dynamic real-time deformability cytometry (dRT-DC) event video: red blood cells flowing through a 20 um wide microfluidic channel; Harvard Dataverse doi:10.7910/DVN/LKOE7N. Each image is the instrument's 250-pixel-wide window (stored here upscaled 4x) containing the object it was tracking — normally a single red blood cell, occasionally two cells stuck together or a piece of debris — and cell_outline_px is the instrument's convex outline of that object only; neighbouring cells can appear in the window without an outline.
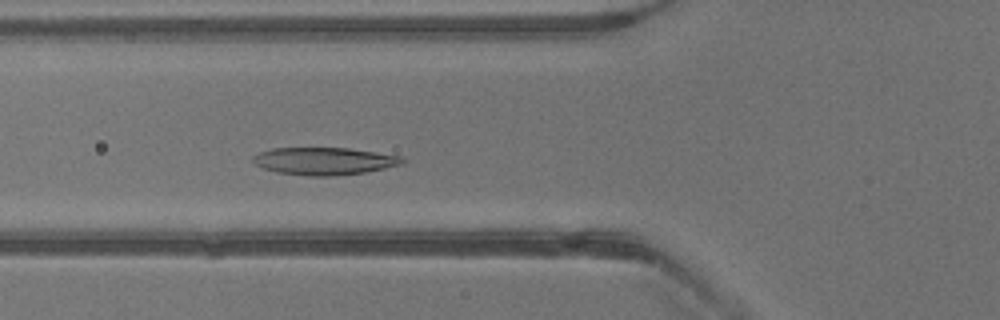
{"species": "common noctule bat (a hibernating species)", "species_latin": "Nyctalus noctula", "temperature_condition": "warm", "stored_images_in_passage": 37, "camera_frame_rate_fps": 3000, "um_per_image_px": 0.085, "animal": {"sex": "male", "body_mass_g": 13.3}, "frame": {"image": 1, "passage_image": 12, "time_ms": 3.667, "image_size_px": [1000, 320], "cell_outline_px": [[408, 160], [404, 164], [364, 172], [332, 176], [308, 176], [276, 172], [264, 168], [256, 164], [252, 160], [252, 156], [260, 152], [272, 148], [348, 148], [376, 152], [400, 156]], "centroid_in_image_um": [27.58, 13.69], "position_along_channel_um": 98.2, "area_um2": 23.87}}
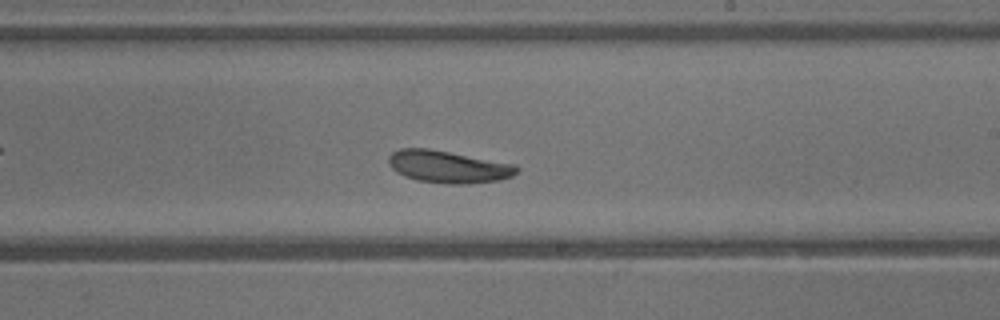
{"frame": {"image": 2, "passage_image": 21, "time_ms": 6.667, "image_size_px": [1000, 320], "cell_outline_px": [[520, 172], [512, 176], [500, 180], [468, 184], [448, 184], [416, 180], [404, 176], [396, 172], [388, 164], [388, 156], [392, 152], [400, 148], [428, 148], [516, 164], [520, 168]], "centroid_in_image_um": [38.11, 14.17], "position_along_channel_um": 250.9, "area_um2": 24.39}}
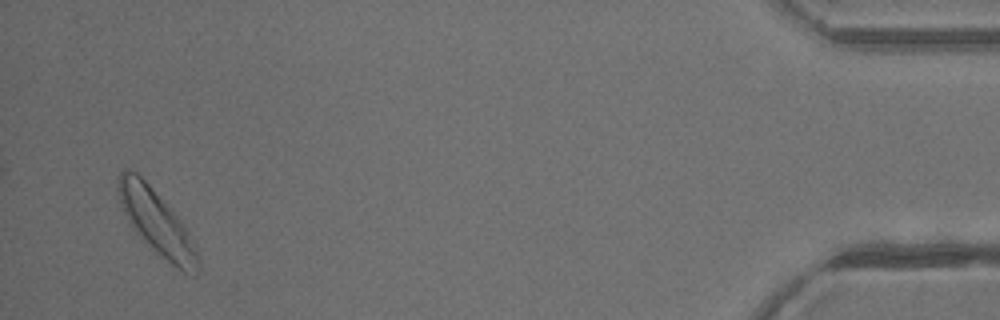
{"frame": {"image": 3, "passage_image": 36, "time_ms": 11.667, "image_size_px": [1000, 320], "cell_outline_px": [[200, 264], [196, 276], [192, 276], [184, 272], [172, 264], [156, 252], [136, 232], [128, 220], [124, 212], [120, 200], [120, 172], [124, 168], [136, 172], [148, 184], [180, 220], [188, 232], [196, 248], [200, 260]], "centroid_in_image_um": [13.37, 18.97], "position_along_channel_um": 421.8, "area_um2": 28.84}}